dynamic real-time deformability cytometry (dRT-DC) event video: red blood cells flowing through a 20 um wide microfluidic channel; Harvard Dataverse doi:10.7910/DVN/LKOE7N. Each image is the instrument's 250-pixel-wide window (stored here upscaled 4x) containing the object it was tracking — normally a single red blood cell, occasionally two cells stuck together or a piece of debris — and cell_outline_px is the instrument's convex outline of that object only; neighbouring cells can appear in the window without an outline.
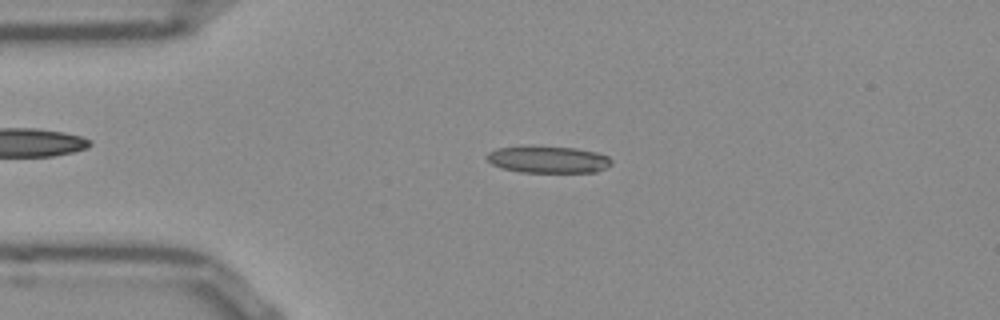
{"species": "Egyptian fruit bat (a non-hibernating species)", "species_latin": "Rousettus aegyptiacus", "temperature_condition": "room temperature", "stored_images_in_passage": 44, "camera_frame_rate_fps": 3000, "um_per_image_px": 0.085, "frame": {"image": 1, "passage_image": 11, "time_ms": 3.333, "image_size_px": [1000, 320], "cell_outline_px": [[612, 164], [596, 172], [520, 172], [500, 168], [492, 164], [488, 160], [488, 152], [496, 148], [528, 144], [576, 148], [596, 152], [608, 156], [612, 160]], "centroid_in_image_um": [46.56, 13.53], "position_along_channel_um": 38.4, "area_um2": 20.06}}
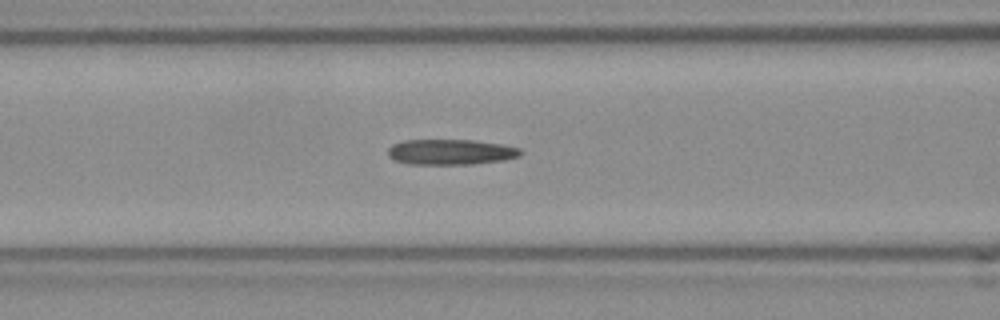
{"frame": {"image": 2, "passage_image": 20, "time_ms": 6.333, "image_size_px": [1000, 320], "cell_outline_px": [[524, 152], [520, 156], [504, 160], [472, 164], [408, 164], [396, 160], [388, 156], [388, 148], [392, 144], [404, 140], [476, 140], [504, 144], [520, 148]], "centroid_in_image_um": [38.35, 12.91], "position_along_channel_um": 128.3, "area_um2": 19.88}}
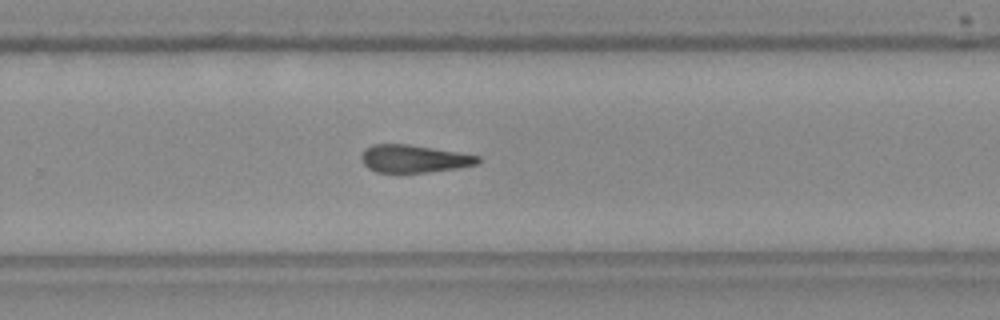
{"frame": {"image": 3, "passage_image": 33, "time_ms": 10.667, "image_size_px": [1000, 320], "cell_outline_px": [[480, 160], [476, 164], [456, 168], [424, 172], [376, 172], [368, 168], [364, 164], [360, 156], [364, 148], [372, 144], [408, 144], [460, 152], [480, 156]], "centroid_in_image_um": [35.15, 13.47], "position_along_channel_um": 294.7, "area_um2": 18.73}, "authors_computed_cell_mechanics": {"area_um2": 19.4786, "velocity_mm_per_s": 3.845, "shape_relaxation_time_tau1_ms": null, "shape_relaxation_time_tau2_ms": 2.5414, "deformation_change_tau1": null, "deformation_change_tau2": 0.1245}}